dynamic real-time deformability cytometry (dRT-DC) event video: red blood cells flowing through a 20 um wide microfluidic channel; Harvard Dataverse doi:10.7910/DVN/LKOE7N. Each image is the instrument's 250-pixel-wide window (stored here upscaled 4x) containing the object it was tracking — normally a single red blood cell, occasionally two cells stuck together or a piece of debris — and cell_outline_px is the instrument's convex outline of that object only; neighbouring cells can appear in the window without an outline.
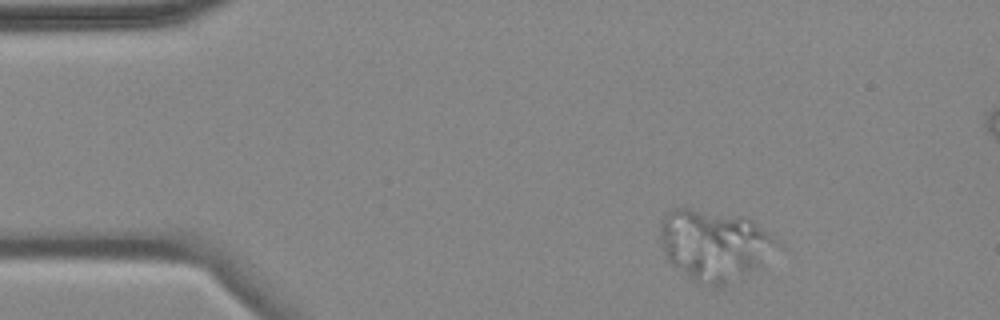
{"species": "common noctule bat (a hibernating species)", "species_latin": "Nyctalus noctula", "temperature_condition": "cold", "stored_images_in_passage": 4, "segment_of_instrument_passage": [1, 2], "camera_frame_rate_fps": 3000, "um_per_image_px": 0.085, "animal": {"sex": "female", "body_mass_g": 18.4}, "frame": {"image": 1, "passage_image": 1, "time_ms": 0.0, "image_size_px": [1000, 320], "cell_outline_px": [[784, 248], [760, 268], [720, 288], [716, 288], [692, 280], [672, 264], [668, 260], [664, 252], [660, 240], [660, 224], [664, 216], [672, 208], [688, 208], [744, 216], [752, 220], [776, 240]], "centroid_in_image_um": [60.78, 20.85], "position_along_channel_um": 24.2, "area_um2": 49.01}}